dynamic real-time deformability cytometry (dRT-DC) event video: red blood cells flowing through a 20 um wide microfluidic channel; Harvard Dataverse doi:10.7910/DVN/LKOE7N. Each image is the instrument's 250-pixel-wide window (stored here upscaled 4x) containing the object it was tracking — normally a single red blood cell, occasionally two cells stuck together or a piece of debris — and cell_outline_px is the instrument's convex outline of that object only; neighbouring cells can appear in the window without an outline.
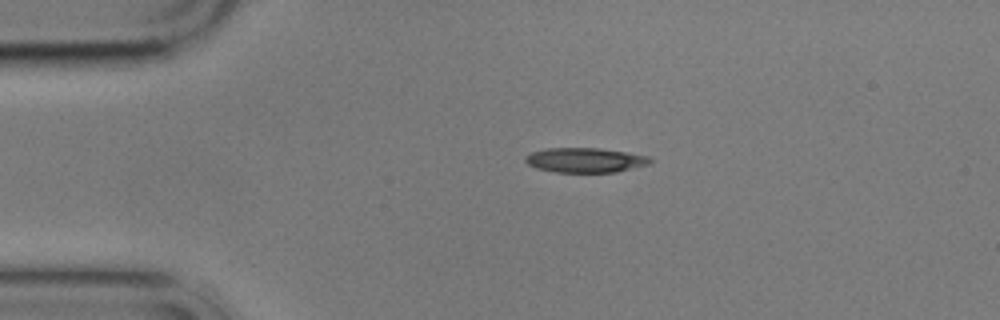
{"species": "common noctule bat (a hibernating species)", "species_latin": "Nyctalus noctula", "temperature_condition": "cold", "stored_images_in_passage": 3, "camera_frame_rate_fps": 3000, "um_per_image_px": 0.085, "animal": {"sex": "male", "body_mass_g": 17.9}, "frame": {"image": 1, "passage_image": 2, "time_ms": 2.0, "image_size_px": [1000, 320], "cell_outline_px": [[652, 160], [648, 164], [616, 172], [556, 172], [536, 168], [528, 164], [524, 160], [524, 156], [532, 152], [544, 148], [600, 148], [648, 156]], "centroid_in_image_um": [49.69, 13.61], "position_along_channel_um": 35.3, "area_um2": 17.86}}